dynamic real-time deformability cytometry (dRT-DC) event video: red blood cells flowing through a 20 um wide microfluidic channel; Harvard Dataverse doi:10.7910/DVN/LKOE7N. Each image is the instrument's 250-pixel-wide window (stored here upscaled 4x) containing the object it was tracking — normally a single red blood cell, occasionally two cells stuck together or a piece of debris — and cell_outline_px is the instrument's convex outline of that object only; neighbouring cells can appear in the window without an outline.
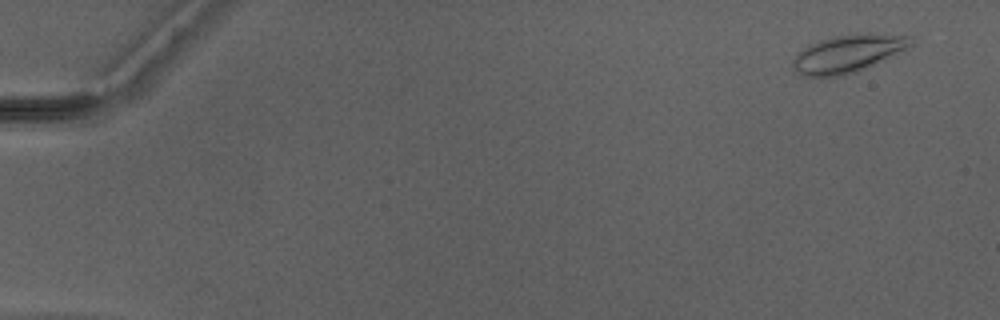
{"species": "Egyptian fruit bat (a non-hibernating species)", "species_latin": "Rousettus aegyptiacus", "temperature_condition": "warm", "stored_images_in_passage": 22, "camera_frame_rate_fps": 3000, "um_per_image_px": 0.085, "animal": {"sex": "male"}, "frame": {"image": 1, "passage_image": 1, "time_ms": 0.0, "image_size_px": [1000, 320], "cell_outline_px": [[912, 44], [908, 48], [852, 72], [840, 76], [800, 76], [792, 68], [792, 60], [804, 48], [820, 40], [836, 36], [856, 32], [868, 32], [912, 36]], "centroid_in_image_um": [72.05, 4.52], "position_along_channel_um": 13.0, "area_um2": 25.49}}
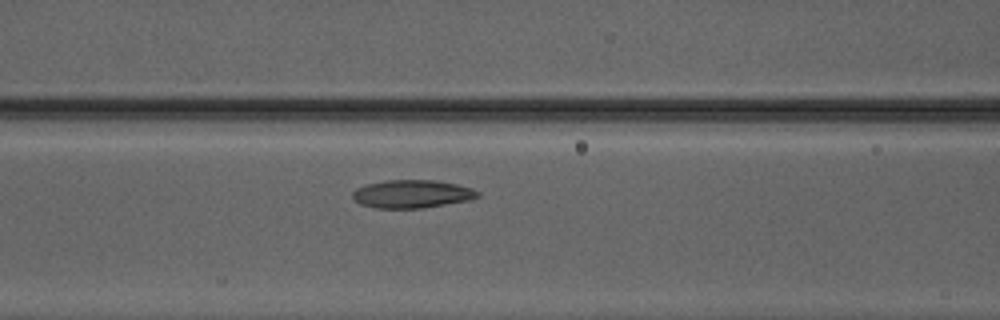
{"frame": {"image": 2, "passage_image": 21, "time_ms": 6.667, "image_size_px": [1000, 320], "cell_outline_px": [[480, 196], [468, 200], [420, 208], [376, 208], [360, 204], [352, 196], [352, 192], [356, 188], [364, 184], [388, 180], [436, 180], [456, 184], [472, 188], [480, 192]], "centroid_in_image_um": [35.0, 16.47], "position_along_channel_um": 131.6, "area_um2": 20.4}}